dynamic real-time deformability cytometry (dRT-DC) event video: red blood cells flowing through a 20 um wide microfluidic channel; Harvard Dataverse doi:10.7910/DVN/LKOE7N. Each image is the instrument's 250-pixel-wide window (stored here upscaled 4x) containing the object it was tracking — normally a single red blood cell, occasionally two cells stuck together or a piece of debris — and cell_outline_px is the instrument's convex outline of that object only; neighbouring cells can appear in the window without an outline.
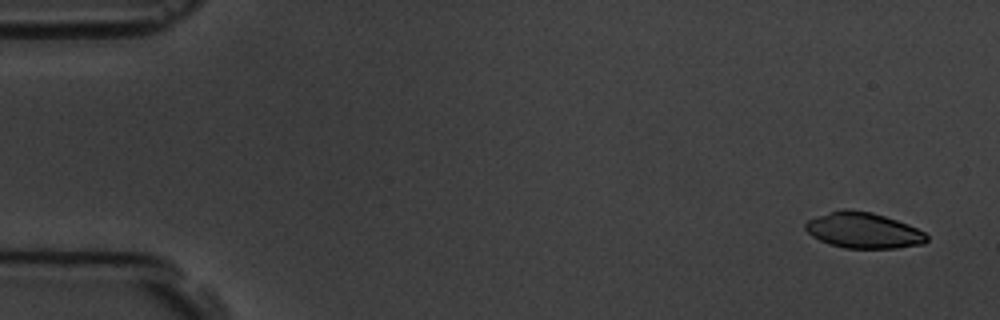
{"species": "common noctule bat (a hibernating species)", "species_latin": "Nyctalus noctula", "temperature_condition": "room temperature", "stored_images_in_passage": 5, "camera_frame_rate_fps": 3000, "um_per_image_px": 0.085, "animal": {"sex": "male", "body_mass_g": 19.5, "forearm_length_mm": 54.6}, "frame": {"image": 1, "passage_image": 1, "time_ms": 0.0, "image_size_px": [1000, 320], "cell_outline_px": [[928, 240], [924, 244], [896, 248], [844, 248], [828, 244], [812, 236], [804, 228], [804, 224], [808, 220], [844, 208], [848, 208], [872, 212], [908, 224], [924, 232], [928, 236]], "centroid_in_image_um": [73.4, 19.59], "position_along_channel_um": 11.6, "area_um2": 25.2}}
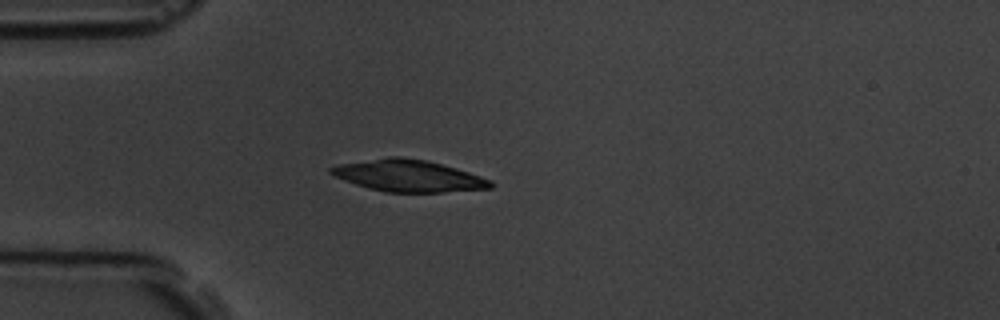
{"frame": {"image": 2, "passage_image": 4, "time_ms": 4.333, "image_size_px": [1000, 320], "cell_outline_px": [[492, 188], [440, 192], [384, 192], [368, 188], [344, 180], [328, 172], [328, 168], [340, 164], [388, 156], [400, 156], [428, 160], [456, 168], [492, 180]], "centroid_in_image_um": [34.7, 14.93], "position_along_channel_um": 50.3, "area_um2": 29.48}}